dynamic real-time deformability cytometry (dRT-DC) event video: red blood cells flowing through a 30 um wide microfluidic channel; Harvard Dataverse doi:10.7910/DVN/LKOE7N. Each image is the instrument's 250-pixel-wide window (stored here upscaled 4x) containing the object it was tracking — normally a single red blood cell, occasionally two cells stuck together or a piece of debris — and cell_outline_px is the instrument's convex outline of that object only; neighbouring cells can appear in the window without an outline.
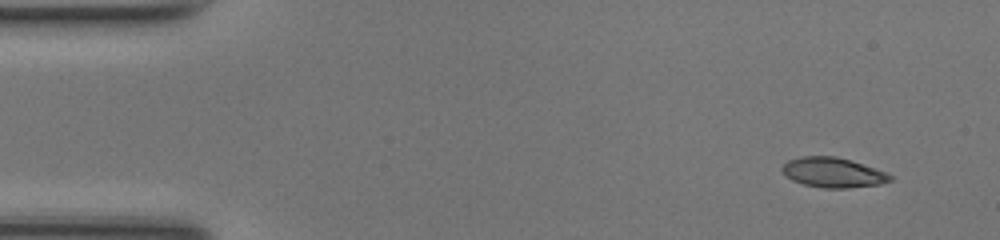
{"species": "common noctule bat (a hibernating species)", "species_latin": "Nyctalus noctula", "temperature_condition": "room temperature", "stored_images_in_passage": 46, "camera_frame_rate_fps": 3000, "um_per_image_px": 0.085, "animal": {"sex": "female", "body_mass_g": 17.0, "forearm_length_mm": 48.0}, "frame": {"image": 1, "passage_image": 1, "time_ms": 0.0, "image_size_px": [1000, 240], "cell_outline_px": [[892, 180], [880, 184], [848, 188], [824, 188], [804, 184], [792, 180], [780, 168], [788, 160], [800, 156], [836, 156], [884, 172], [892, 176]], "centroid_in_image_um": [70.77, 14.67], "position_along_channel_um": 14.2, "area_um2": 18.44}}
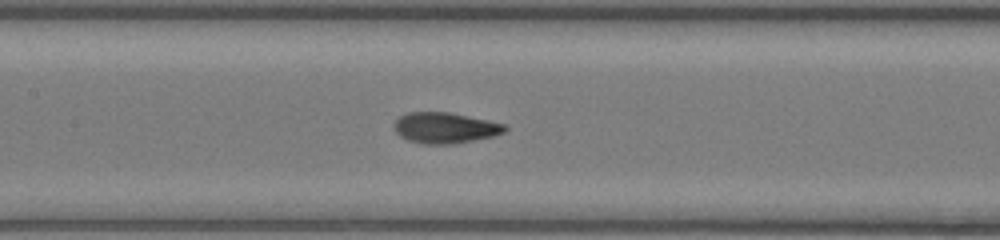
{"frame": {"image": 2, "passage_image": 20, "time_ms": 6.333, "image_size_px": [1000, 240], "cell_outline_px": [[508, 128], [504, 132], [492, 136], [452, 144], [424, 144], [408, 140], [400, 136], [396, 132], [396, 120], [400, 116], [408, 112], [448, 112], [504, 124]], "centroid_in_image_um": [37.81, 10.87], "position_along_channel_um": 169.6, "area_um2": 19.48}}
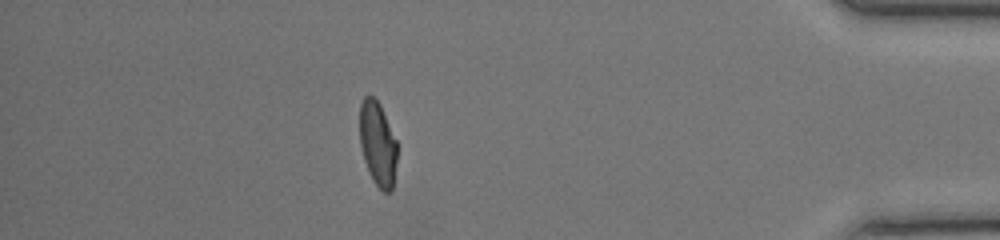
{"frame": {"image": 3, "passage_image": 40, "time_ms": 13.0, "image_size_px": [1000, 240], "cell_outline_px": [[396, 160], [392, 188], [388, 192], [384, 192], [372, 180], [368, 172], [364, 160], [360, 144], [360, 104], [364, 96], [372, 96], [380, 104], [396, 140]], "centroid_in_image_um": [32.08, 12.21], "position_along_channel_um": 403.1, "area_um2": 18.15}, "authors_computed_cell_mechanics": {"area_um2": 19.2763, "velocity_mm_per_s": 4.2417, "shape_relaxation_time_tau1_ms": 4.6638, "shape_relaxation_time_tau2_ms": 0.8877, "deformation_change_tau1": 0.1997, "deformation_change_tau2": 0.0542}}